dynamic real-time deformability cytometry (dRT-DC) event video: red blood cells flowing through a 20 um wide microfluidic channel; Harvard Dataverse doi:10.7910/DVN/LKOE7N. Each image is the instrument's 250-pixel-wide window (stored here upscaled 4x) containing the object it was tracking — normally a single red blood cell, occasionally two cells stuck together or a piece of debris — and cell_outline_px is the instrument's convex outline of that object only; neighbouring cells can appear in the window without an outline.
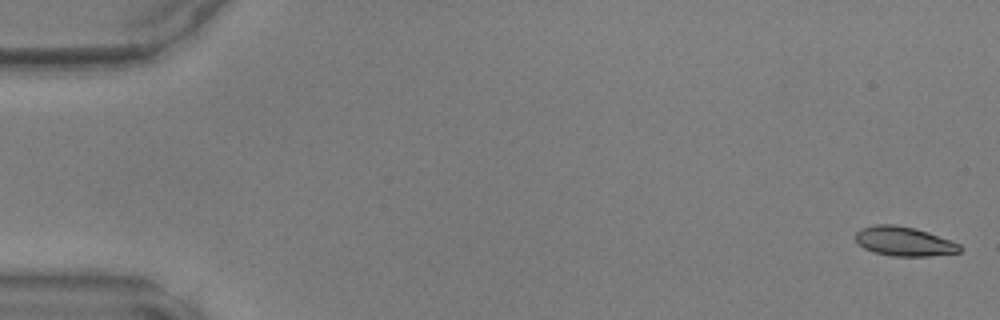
{"species": "common noctule bat (a hibernating species)", "species_latin": "Nyctalus noctula", "temperature_condition": "warm", "stored_images_in_passage": 47, "camera_frame_rate_fps": 3000, "um_per_image_px": 0.085, "animal": {"sex": "male", "body_mass_g": 17.9, "forearm_length_mm": 54.2}, "frame": {"image": 1, "passage_image": 1, "time_ms": 0.0, "image_size_px": [1000, 320], "cell_outline_px": [[964, 248], [960, 252], [928, 256], [892, 256], [872, 252], [864, 248], [856, 240], [856, 232], [860, 228], [876, 224], [896, 224], [916, 228], [928, 232], [960, 244]], "centroid_in_image_um": [76.85, 20.51], "position_along_channel_um": 8.2, "area_um2": 17.92}}
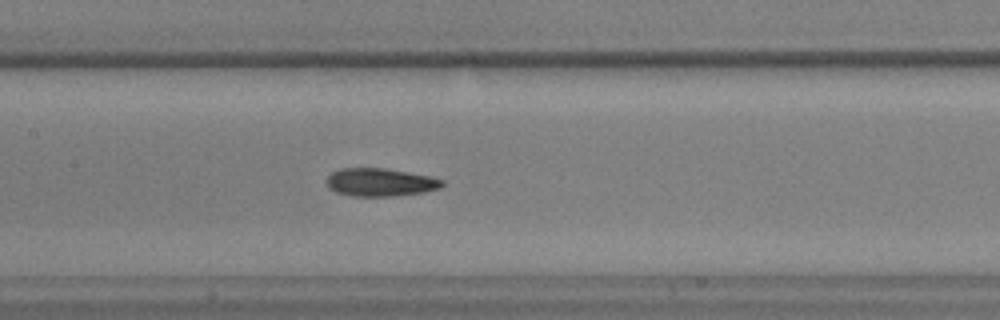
{"frame": {"image": 2, "passage_image": 23, "time_ms": 7.333, "image_size_px": [1000, 320], "cell_outline_px": [[444, 184], [440, 188], [424, 192], [392, 196], [352, 196], [336, 192], [328, 188], [324, 180], [332, 172], [340, 168], [384, 168], [408, 172], [428, 176], [444, 180]], "centroid_in_image_um": [32.28, 15.49], "position_along_channel_um": 175.1, "area_um2": 18.96}}
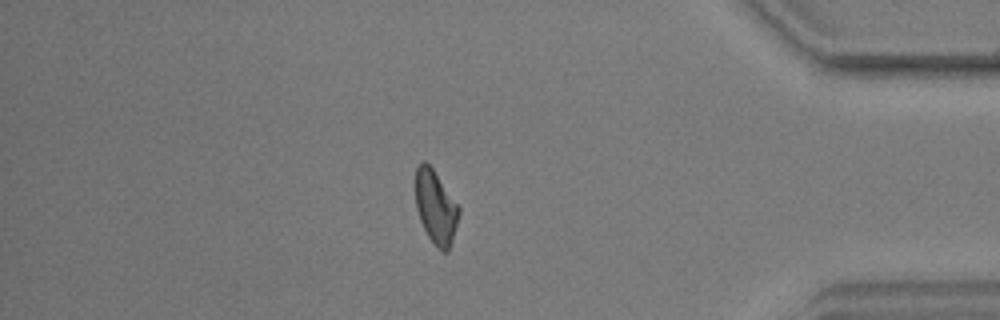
{"frame": {"image": 3, "passage_image": 41, "time_ms": 13.333, "image_size_px": [1000, 320], "cell_outline_px": [[460, 212], [452, 240], [448, 252], [444, 252], [428, 236], [420, 220], [416, 208], [416, 168], [424, 160], [432, 168], [460, 208]], "centroid_in_image_um": [37.03, 17.6], "position_along_channel_um": 398.2, "area_um2": 18.03}}